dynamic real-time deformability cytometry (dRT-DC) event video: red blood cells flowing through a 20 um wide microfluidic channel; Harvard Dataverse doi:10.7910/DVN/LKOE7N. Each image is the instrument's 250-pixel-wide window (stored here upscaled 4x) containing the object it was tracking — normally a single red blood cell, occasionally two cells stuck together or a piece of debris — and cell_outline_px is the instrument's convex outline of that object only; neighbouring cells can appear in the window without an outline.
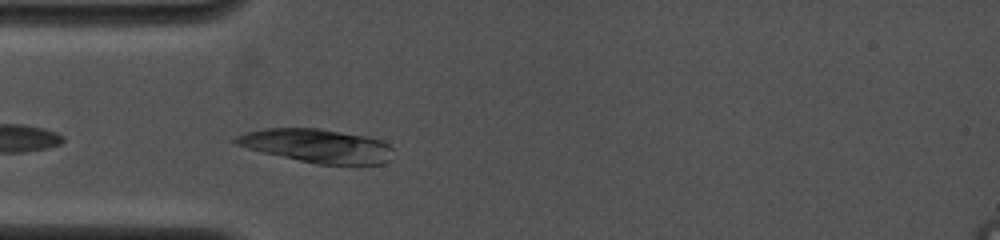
{"species": "common noctule bat (a hibernating species)", "species_latin": "Nyctalus noctula", "temperature_condition": "cold", "stored_images_in_passage": 33, "camera_frame_rate_fps": 4000, "um_per_image_px": 0.085, "animal": {"sex": "female", "body_mass_g": 19.0, "forearm_length_mm": 53.3}, "frame": {"image": 1, "passage_image": 4, "time_ms": 0.75, "image_size_px": [1000, 240], "cell_outline_px": [[392, 160], [384, 164], [320, 164], [260, 152], [236, 144], [228, 140], [236, 136], [248, 132], [264, 128], [320, 128], [364, 136], [380, 140], [388, 144], [392, 148]], "centroid_in_image_um": [26.94, 12.39], "position_along_channel_um": 58.1, "area_um2": 30.81}}
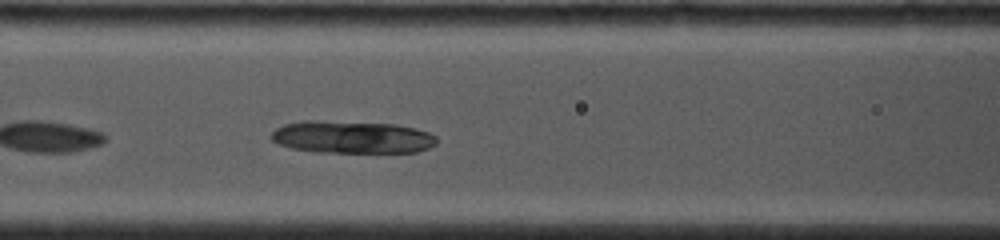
{"frame": {"image": 2, "passage_image": 13, "time_ms": 2.75, "image_size_px": [1000, 240], "cell_outline_px": [[436, 144], [428, 148], [416, 152], [316, 152], [292, 148], [280, 144], [272, 140], [268, 136], [276, 128], [284, 124], [304, 120], [316, 120], [396, 124], [416, 128], [428, 132], [436, 136]], "centroid_in_image_um": [29.91, 11.65], "position_along_channel_um": 136.7, "area_um2": 31.44}}
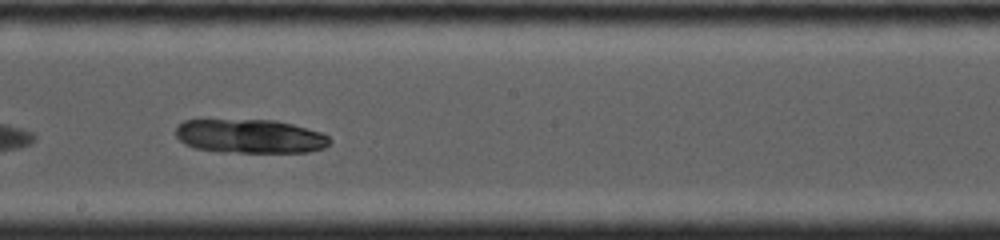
{"frame": {"image": 3, "passage_image": 22, "time_ms": 5.0, "image_size_px": [1000, 240], "cell_outline_px": [[332, 140], [324, 148], [308, 152], [220, 152], [196, 148], [184, 144], [176, 136], [176, 124], [184, 120], [276, 120], [292, 124], [320, 132], [328, 136]], "centroid_in_image_um": [21.23, 11.58], "position_along_channel_um": 227.0, "area_um2": 30.52}}